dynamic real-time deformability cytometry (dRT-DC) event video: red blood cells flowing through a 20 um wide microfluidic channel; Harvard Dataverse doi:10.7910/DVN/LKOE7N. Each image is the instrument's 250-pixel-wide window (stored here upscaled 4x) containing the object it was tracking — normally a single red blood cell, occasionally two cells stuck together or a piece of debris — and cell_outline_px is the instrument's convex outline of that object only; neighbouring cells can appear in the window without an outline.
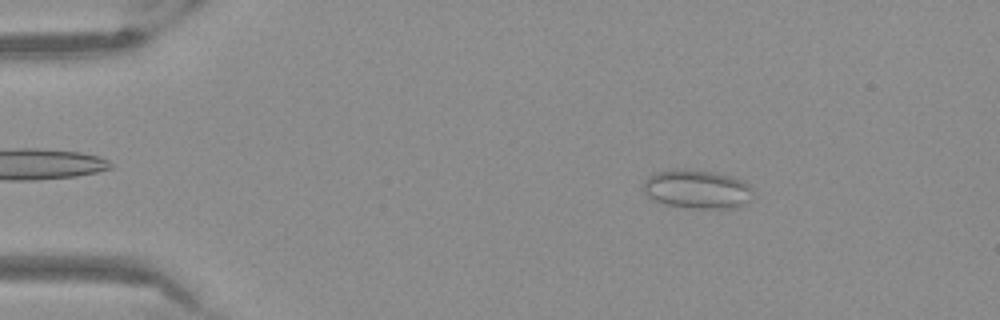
{"species": "Egyptian fruit bat (a non-hibernating species)", "species_latin": "Rousettus aegyptiacus", "temperature_condition": "warm", "stored_images_in_passage": 52, "camera_frame_rate_fps": 3000, "um_per_image_px": 0.085, "frame": {"image": 1, "passage_image": 8, "time_ms": 2.333, "image_size_px": [1000, 320], "cell_outline_px": [[752, 200], [740, 208], [692, 208], [664, 204], [652, 200], [644, 192], [644, 180], [648, 176], [656, 172], [676, 168], [688, 168], [712, 172], [732, 176], [744, 180], [752, 188]], "centroid_in_image_um": [59.28, 16.08], "position_along_channel_um": 25.7, "area_um2": 25.32}}
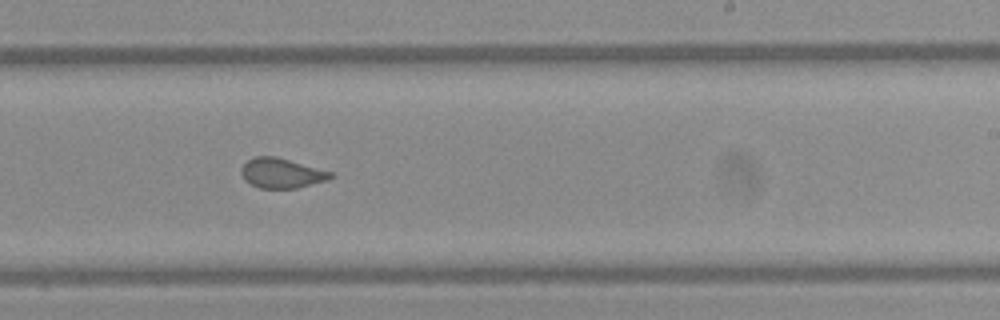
{"frame": {"image": 2, "passage_image": 32, "time_ms": 10.333, "image_size_px": [1000, 320], "cell_outline_px": [[336, 176], [328, 180], [296, 188], [260, 188], [244, 180], [240, 172], [240, 168], [252, 156], [276, 156], [332, 172]], "centroid_in_image_um": [23.93, 14.71], "position_along_channel_um": 265.1, "area_um2": 15.61}}
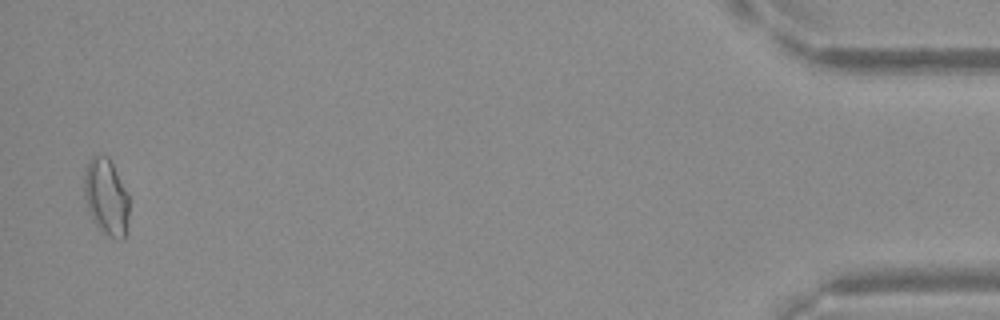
{"frame": {"image": 3, "passage_image": 51, "time_ms": 16.667, "image_size_px": [1000, 320], "cell_outline_px": [[128, 216], [124, 240], [116, 240], [108, 236], [92, 220], [84, 196], [84, 176], [88, 164], [92, 156], [108, 156], [128, 192]], "centroid_in_image_um": [9.04, 16.76], "position_along_channel_um": 426.2, "area_um2": 19.88}}